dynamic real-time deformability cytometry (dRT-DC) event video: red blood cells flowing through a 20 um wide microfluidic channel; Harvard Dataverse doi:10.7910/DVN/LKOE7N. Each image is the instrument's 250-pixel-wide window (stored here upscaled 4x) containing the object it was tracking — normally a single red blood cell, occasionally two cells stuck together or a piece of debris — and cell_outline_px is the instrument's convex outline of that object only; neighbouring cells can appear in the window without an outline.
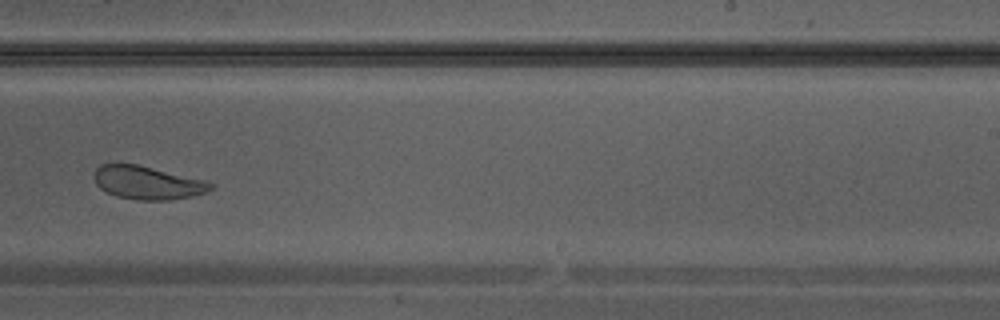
{"species": "Egyptian fruit bat (a non-hibernating species)", "species_latin": "Rousettus aegyptiacus", "temperature_condition": "warm", "stored_images_in_passage": 32, "camera_frame_rate_fps": 3000, "um_per_image_px": 0.085, "animal": {"sex": "male"}, "frame": {"image": 1, "passage_image": 19, "time_ms": 6.0, "image_size_px": [1000, 320], "cell_outline_px": [[216, 184], [208, 192], [192, 196], [172, 200], [136, 200], [116, 196], [100, 188], [96, 184], [92, 176], [96, 168], [100, 164], [136, 164], [208, 180]], "centroid_in_image_um": [12.57, 15.53], "position_along_channel_um": 276.4, "area_um2": 22.89}}